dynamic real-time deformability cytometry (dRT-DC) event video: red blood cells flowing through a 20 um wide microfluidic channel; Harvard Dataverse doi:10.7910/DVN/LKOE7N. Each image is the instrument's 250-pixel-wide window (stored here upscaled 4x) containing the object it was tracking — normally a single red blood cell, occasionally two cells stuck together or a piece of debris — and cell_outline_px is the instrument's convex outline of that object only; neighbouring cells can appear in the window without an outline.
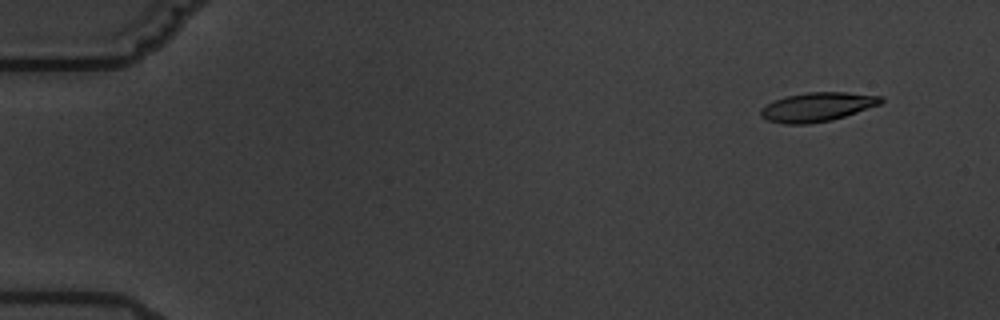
{"species": "common noctule bat (a hibernating species)", "species_latin": "Nyctalus noctula", "temperature_condition": "warm", "stored_images_in_passage": 6, "camera_frame_rate_fps": 3000, "um_per_image_px": 0.085, "animal": {"sex": "male", "body_mass_g": 19.5, "forearm_length_mm": 54.6}, "frame": {"image": 1, "passage_image": 2, "time_ms": 1.333, "image_size_px": [1000, 320], "cell_outline_px": [[884, 100], [880, 104], [832, 120], [808, 124], [784, 124], [768, 120], [760, 116], [760, 108], [784, 96], [808, 92], [848, 92], [884, 96]], "centroid_in_image_um": [69.47, 9.08], "position_along_channel_um": 15.5, "area_um2": 20.35}}
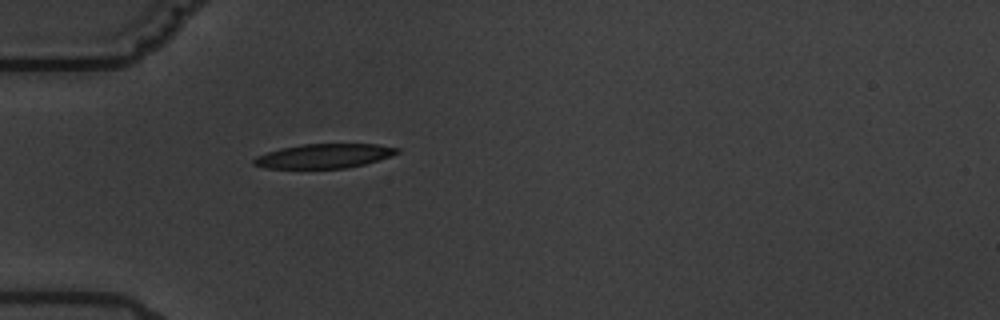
{"frame": {"image": 2, "passage_image": 6, "time_ms": 6.0, "image_size_px": [1000, 320], "cell_outline_px": [[400, 152], [392, 156], [364, 164], [344, 168], [264, 168], [252, 164], [252, 160], [256, 156], [280, 148], [304, 144], [376, 144], [400, 148]], "centroid_in_image_um": [27.55, 13.25], "position_along_channel_um": 57.5, "area_um2": 20.29}}